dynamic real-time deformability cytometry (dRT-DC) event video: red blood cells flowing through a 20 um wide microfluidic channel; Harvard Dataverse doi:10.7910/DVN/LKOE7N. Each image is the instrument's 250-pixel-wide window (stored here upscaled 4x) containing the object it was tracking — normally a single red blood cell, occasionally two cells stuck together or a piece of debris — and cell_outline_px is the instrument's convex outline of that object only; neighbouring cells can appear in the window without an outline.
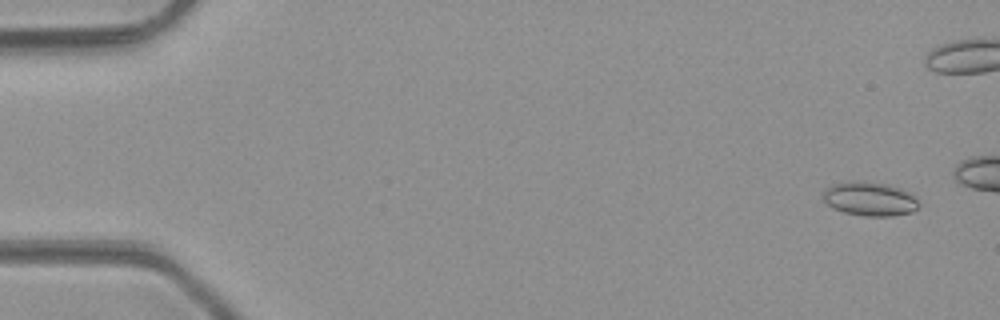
{"species": "common noctule bat (a hibernating species)", "species_latin": "Nyctalus noctula", "temperature_condition": "room temperature", "stored_images_in_passage": 16, "camera_frame_rate_fps": 3000, "um_per_image_px": 0.085, "animal": {"sex": "male", "body_mass_g": 23.1, "forearm_length_mm": 52.7}, "frame": {"image": 1, "passage_image": 3, "time_ms": 0.667, "image_size_px": [1000, 320], "cell_outline_px": [[920, 204], [912, 212], [892, 216], [864, 216], [844, 212], [832, 208], [820, 196], [824, 188], [840, 180], [856, 180], [888, 184], [900, 188], [908, 192]], "centroid_in_image_um": [73.84, 16.88], "position_along_channel_um": 11.2, "area_um2": 19.31}}